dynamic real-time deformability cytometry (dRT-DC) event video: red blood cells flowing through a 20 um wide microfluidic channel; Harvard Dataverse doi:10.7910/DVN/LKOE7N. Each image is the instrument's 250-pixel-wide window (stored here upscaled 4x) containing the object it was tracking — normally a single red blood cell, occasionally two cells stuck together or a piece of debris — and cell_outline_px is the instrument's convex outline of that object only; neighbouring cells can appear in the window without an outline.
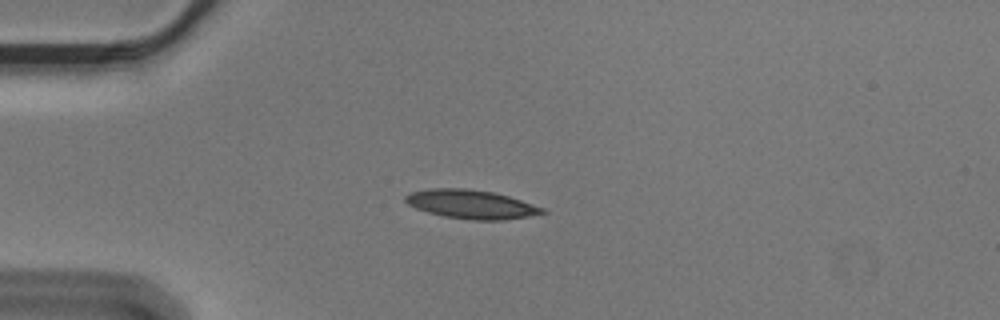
{"species": "Egyptian fruit bat (a non-hibernating species)", "species_latin": "Rousettus aegyptiacus", "temperature_condition": "cold", "stored_images_in_passage": 43, "camera_frame_rate_fps": 3000, "um_per_image_px": 0.085, "animal": {"sex": "male"}, "frame": {"image": 1, "passage_image": 1, "time_ms": 0.0, "image_size_px": [1000, 320], "cell_outline_px": [[548, 212], [528, 216], [504, 220], [472, 220], [444, 216], [428, 212], [416, 208], [408, 204], [404, 200], [404, 196], [412, 192], [432, 188], [464, 188], [492, 192], [508, 196], [544, 208]], "centroid_in_image_um": [40.04, 17.36], "position_along_channel_um": 45.0, "area_um2": 22.77}}
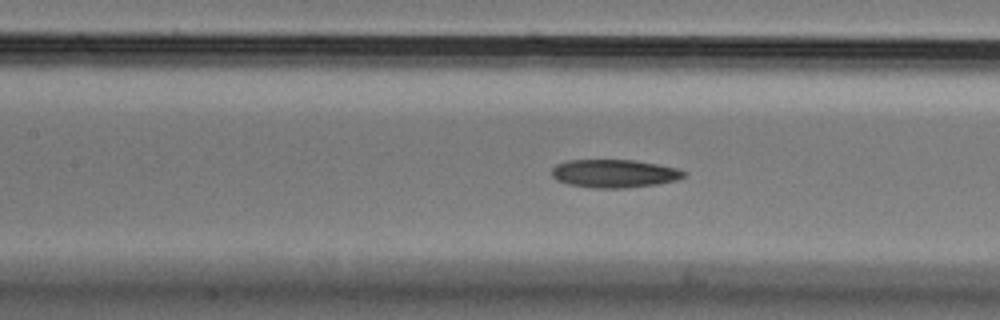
{"frame": {"image": 2, "passage_image": 12, "time_ms": 3.667, "image_size_px": [1000, 320], "cell_outline_px": [[688, 172], [684, 176], [676, 180], [656, 184], [624, 188], [592, 188], [568, 184], [556, 180], [552, 176], [552, 168], [556, 164], [568, 160], [636, 160], [676, 168]], "centroid_in_image_um": [52.19, 14.75], "position_along_channel_um": 155.2, "area_um2": 21.68}}
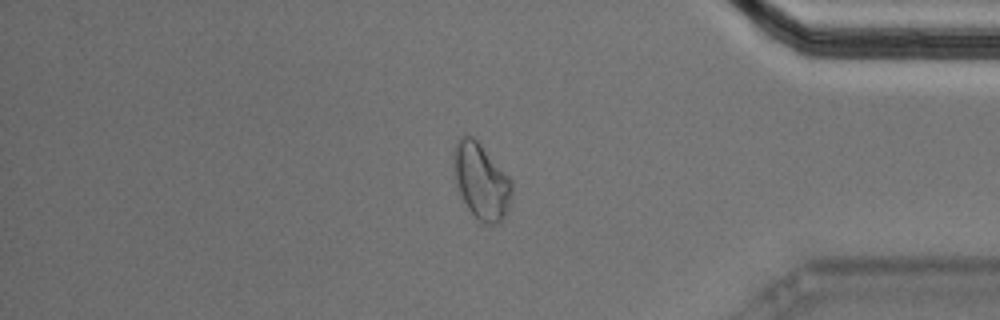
{"frame": {"image": 3, "passage_image": 34, "time_ms": 11.0, "image_size_px": [1000, 320], "cell_outline_px": [[512, 192], [508, 212], [496, 224], [484, 224], [476, 220], [472, 216], [456, 184], [452, 160], [452, 152], [456, 140], [464, 136], [472, 136], [480, 144], [512, 180]], "centroid_in_image_um": [40.89, 15.42], "position_along_channel_um": 394.3, "area_um2": 25.78}, "authors_computed_cell_mechanics": {"area_um2": 22.253, "velocity_mm_per_s": 3.5747, "shape_relaxation_time_tau1_ms": 5.5343, "shape_relaxation_time_tau2_ms": 10.6759, "deformation_change_tau1": 0.1497, "deformation_change_tau2": 0.213}}